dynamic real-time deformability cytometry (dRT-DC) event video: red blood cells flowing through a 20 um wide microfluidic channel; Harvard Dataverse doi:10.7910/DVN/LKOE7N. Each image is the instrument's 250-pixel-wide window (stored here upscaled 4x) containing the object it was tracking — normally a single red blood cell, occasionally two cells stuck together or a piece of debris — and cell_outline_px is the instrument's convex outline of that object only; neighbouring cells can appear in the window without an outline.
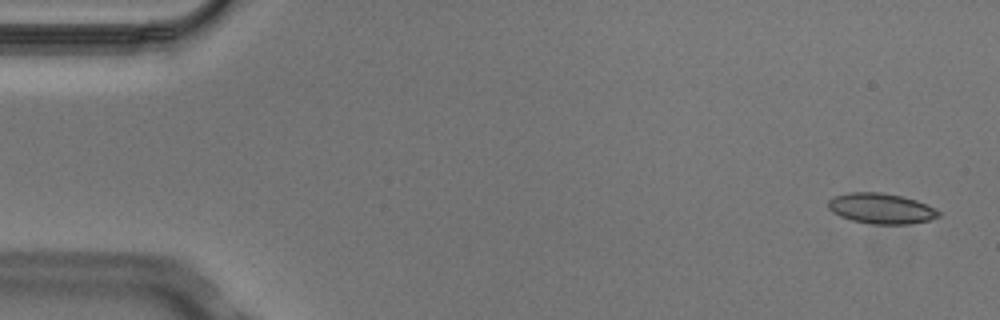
{"species": "Egyptian fruit bat (a non-hibernating species)", "species_latin": "Rousettus aegyptiacus", "temperature_condition": "cold", "stored_images_in_passage": 6, "camera_frame_rate_fps": 3000, "um_per_image_px": 0.085, "animal": {"sex": "male"}, "frame": {"image": 1, "passage_image": 1, "time_ms": 0.0, "image_size_px": [1000, 320], "cell_outline_px": [[940, 216], [928, 220], [908, 224], [872, 224], [852, 220], [840, 216], [832, 212], [828, 208], [828, 200], [836, 196], [848, 192], [880, 192], [900, 196], [916, 200], [936, 208], [940, 212]], "centroid_in_image_um": [74.89, 17.72], "position_along_channel_um": 10.1, "area_um2": 19.54}}